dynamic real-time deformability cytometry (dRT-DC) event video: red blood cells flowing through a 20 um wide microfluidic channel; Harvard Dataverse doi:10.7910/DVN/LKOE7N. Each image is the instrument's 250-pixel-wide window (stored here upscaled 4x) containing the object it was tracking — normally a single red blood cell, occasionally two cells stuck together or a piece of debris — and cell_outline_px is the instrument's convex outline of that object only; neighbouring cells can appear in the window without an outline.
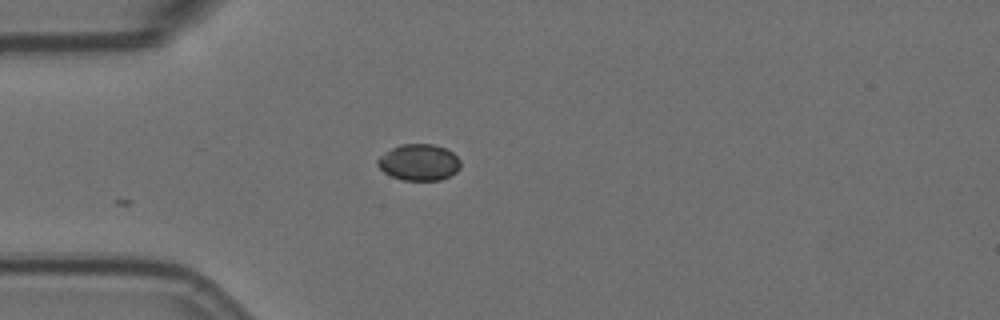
{"species": "Egyptian fruit bat (a non-hibernating species)", "species_latin": "Rousettus aegyptiacus", "temperature_condition": "room temperature", "stored_images_in_passage": 3, "camera_frame_rate_fps": 3000, "um_per_image_px": 0.085, "animal": {"sex": "female"}, "frame": {"image": 1, "passage_image": 3, "time_ms": 0.667, "image_size_px": [1000, 320], "cell_outline_px": [[460, 168], [456, 172], [440, 180], [404, 180], [392, 176], [384, 172], [376, 164], [376, 160], [384, 152], [400, 144], [432, 144], [444, 148], [452, 152], [460, 160]], "centroid_in_image_um": [35.59, 13.79], "position_along_channel_um": 49.4, "area_um2": 17.51}}